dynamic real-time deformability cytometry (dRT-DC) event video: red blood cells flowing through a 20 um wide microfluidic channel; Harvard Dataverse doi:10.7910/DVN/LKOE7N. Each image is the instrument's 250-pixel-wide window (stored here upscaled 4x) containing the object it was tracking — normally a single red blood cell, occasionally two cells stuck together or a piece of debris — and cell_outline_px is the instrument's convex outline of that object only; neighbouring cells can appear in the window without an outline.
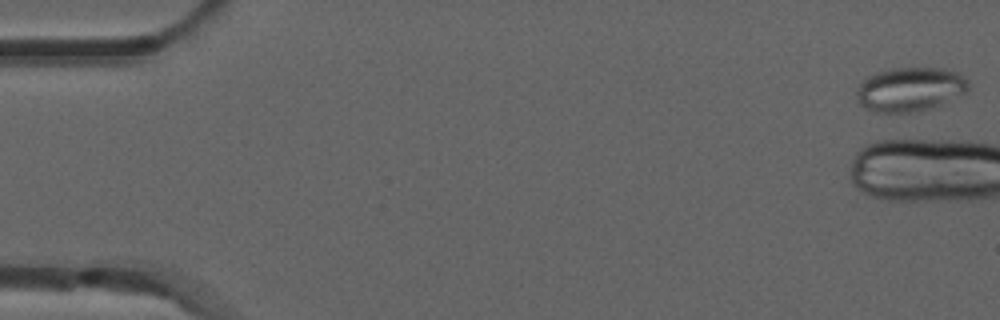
{"species": "common noctule bat (a hibernating species)", "species_latin": "Nyctalus noctula", "temperature_condition": "room temperature", "stored_images_in_passage": 6, "camera_frame_rate_fps": 3000, "um_per_image_px": 0.085, "animal": {"sex": "male", "forearm_length_mm": 52.5}, "frame": {"image": 1, "passage_image": 6, "time_ms": 1.667, "image_size_px": [1000, 320], "cell_outline_px": [[968, 92], [964, 96], [944, 104], [932, 108], [916, 112], [876, 112], [864, 108], [856, 100], [856, 88], [868, 76], [876, 72], [892, 68], [940, 68], [956, 72], [964, 76], [968, 80]], "centroid_in_image_um": [77.38, 7.61], "position_along_channel_um": 7.6, "area_um2": 29.3}}